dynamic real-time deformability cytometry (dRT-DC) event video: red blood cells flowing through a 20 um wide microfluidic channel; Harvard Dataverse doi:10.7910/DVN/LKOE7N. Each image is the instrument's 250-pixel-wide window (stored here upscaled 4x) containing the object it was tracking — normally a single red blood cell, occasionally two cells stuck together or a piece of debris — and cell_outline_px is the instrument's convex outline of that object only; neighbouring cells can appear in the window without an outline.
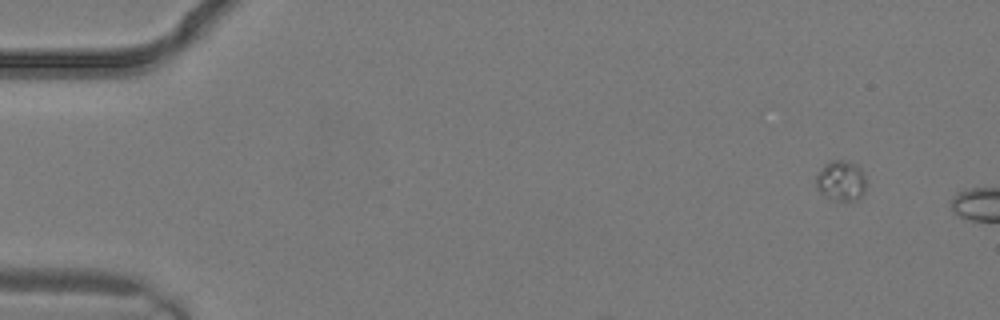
{"species": "common noctule bat (a hibernating species)", "species_latin": "Nyctalus noctula", "temperature_condition": "warm", "stored_images_in_passage": 3, "camera_frame_rate_fps": 3000, "um_per_image_px": 0.085, "animal": {"sex": "male", "body_mass_g": 19.2, "forearm_length_mm": 51.8}, "frame": {"image": 1, "passage_image": 1, "time_ms": 0.0, "image_size_px": [1000, 320], "cell_outline_px": [[864, 192], [860, 200], [828, 200], [816, 188], [816, 176], [824, 164], [832, 160], [844, 160], [856, 164], [860, 168], [864, 176]], "centroid_in_image_um": [71.46, 15.38], "position_along_channel_um": 13.5, "area_um2": 11.85}}
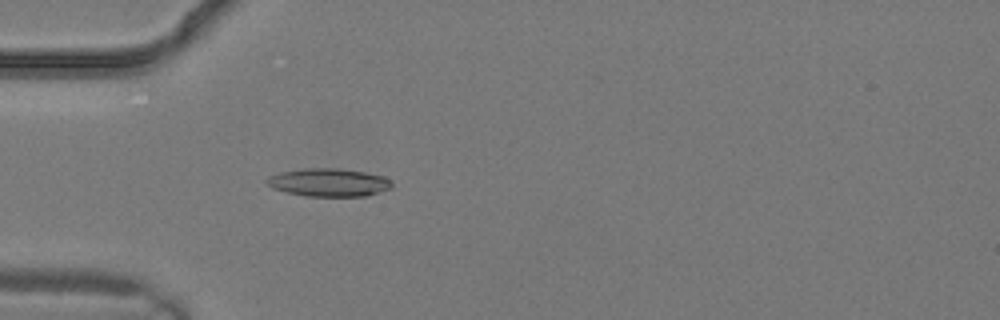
{"frame": {"image": 2, "passage_image": 3, "time_ms": 0.667, "image_size_px": [1000, 320], "cell_outline_px": [[392, 188], [364, 196], [308, 196], [288, 192], [272, 188], [264, 180], [268, 176], [280, 172], [308, 168], [340, 168], [364, 172], [384, 176], [392, 180]], "centroid_in_image_um": [27.95, 15.5], "position_along_channel_um": 57.0, "area_um2": 20.4}}